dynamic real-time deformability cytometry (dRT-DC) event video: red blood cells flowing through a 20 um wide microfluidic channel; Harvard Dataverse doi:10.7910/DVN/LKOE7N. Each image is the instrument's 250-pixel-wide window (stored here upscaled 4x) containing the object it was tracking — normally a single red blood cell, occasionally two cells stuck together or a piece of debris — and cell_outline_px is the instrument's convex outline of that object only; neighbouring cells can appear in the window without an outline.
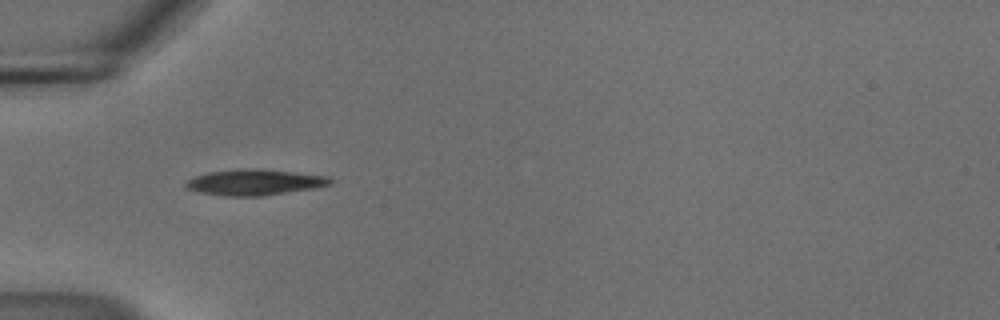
{"species": "common noctule bat (a hibernating species)", "species_latin": "Nyctalus noctula", "temperature_condition": "cold", "stored_images_in_passage": 38, "camera_frame_rate_fps": 3000, "um_per_image_px": 0.085, "animal": {"sex": "male", "body_mass_g": 18.8}, "frame": {"image": 1, "passage_image": 1, "time_ms": 0.0, "image_size_px": [1000, 320], "cell_outline_px": [[332, 184], [316, 188], [260, 196], [224, 196], [200, 192], [188, 188], [184, 184], [188, 180], [196, 176], [208, 172], [244, 168], [260, 168], [328, 176], [332, 180]], "centroid_in_image_um": [21.67, 15.48], "position_along_channel_um": 63.3, "area_um2": 21.73}}
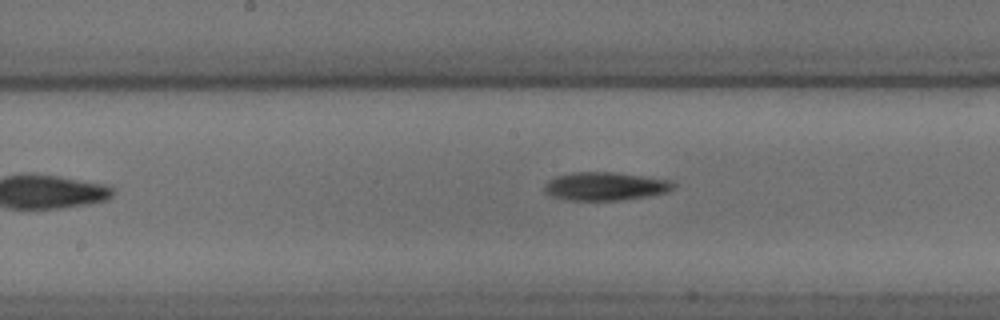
{"frame": {"image": 2, "passage_image": 12, "time_ms": 3.667, "image_size_px": [1000, 320], "cell_outline_px": [[676, 184], [668, 192], [648, 196], [620, 200], [568, 200], [548, 196], [544, 192], [544, 184], [548, 180], [556, 176], [572, 172], [616, 172], [672, 180]], "centroid_in_image_um": [51.42, 15.83], "position_along_channel_um": 196.8, "area_um2": 21.5}}
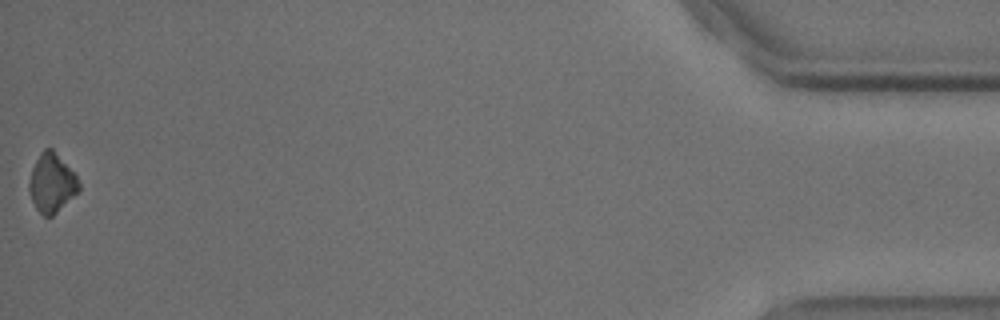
{"frame": {"image": 3, "passage_image": 38, "time_ms": 12.333, "image_size_px": [1000, 320], "cell_outline_px": [[80, 192], [52, 216], [44, 216], [36, 208], [32, 200], [28, 188], [28, 184], [32, 168], [40, 152], [44, 148], [52, 148], [76, 176], [80, 184]], "centroid_in_image_um": [4.4, 15.56], "position_along_channel_um": 430.8, "area_um2": 16.99}, "authors_computed_cell_mechanics": {"area_um2": 19.9699, "velocity_mm_per_s": 3.7026, "shape_relaxation_time_tau1_ms": 2.0082, "shape_relaxation_time_tau2_ms": null, "deformation_change_tau1": 0.0924, "deformation_change_tau2": null}}